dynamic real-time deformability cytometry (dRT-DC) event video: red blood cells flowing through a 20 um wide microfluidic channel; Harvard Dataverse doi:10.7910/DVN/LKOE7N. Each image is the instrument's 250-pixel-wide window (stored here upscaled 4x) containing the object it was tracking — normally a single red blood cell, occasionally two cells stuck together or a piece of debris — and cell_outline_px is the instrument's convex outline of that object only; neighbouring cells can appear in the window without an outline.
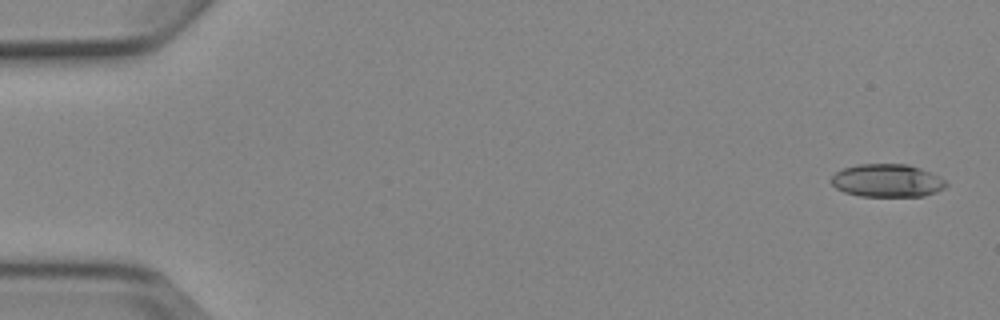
{"species": "Egyptian fruit bat (a non-hibernating species)", "species_latin": "Rousettus aegyptiacus", "temperature_condition": "cold", "stored_images_in_passage": 3, "segment_of_instrument_passage": [2, 2], "camera_frame_rate_fps": 3000, "um_per_image_px": 0.085, "animal": {"sex": "female"}, "frame": {"image": 1, "passage_image": 3, "time_ms": 3.333, "image_size_px": [1000, 320], "cell_outline_px": [[948, 184], [944, 188], [936, 192], [924, 196], [860, 196], [844, 192], [836, 188], [828, 180], [836, 172], [844, 168], [860, 164], [908, 164], [932, 172], [944, 180]], "centroid_in_image_um": [75.4, 15.35], "position_along_channel_um": 9.6, "area_um2": 22.14}}